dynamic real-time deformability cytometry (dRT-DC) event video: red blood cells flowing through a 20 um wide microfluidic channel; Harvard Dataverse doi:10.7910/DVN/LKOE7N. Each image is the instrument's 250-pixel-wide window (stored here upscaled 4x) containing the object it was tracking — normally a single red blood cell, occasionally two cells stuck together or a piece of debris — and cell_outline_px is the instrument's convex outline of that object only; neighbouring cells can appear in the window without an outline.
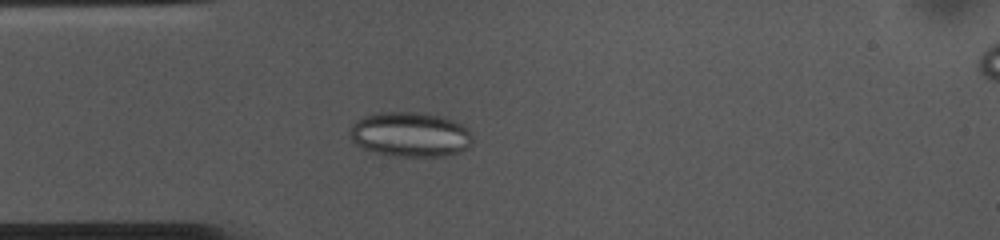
{"species": "common noctule bat (a hibernating species)", "species_latin": "Nyctalus noctula", "temperature_condition": "cold", "stored_images_in_passage": 46, "camera_frame_rate_fps": 3000, "um_per_image_px": 0.085, "animal": {"sex": "female", "body_mass_g": 10.0, "forearm_length_mm": 53.1}, "frame": {"image": 1, "passage_image": 6, "time_ms": 1.667, "image_size_px": [1000, 240], "cell_outline_px": [[472, 140], [468, 148], [460, 152], [444, 156], [396, 156], [376, 152], [360, 148], [352, 140], [352, 124], [356, 120], [364, 116], [380, 112], [424, 112], [444, 116], [464, 124], [468, 128], [472, 136]], "centroid_in_image_um": [34.92, 11.41], "position_along_channel_um": 50.1, "area_um2": 32.25}}
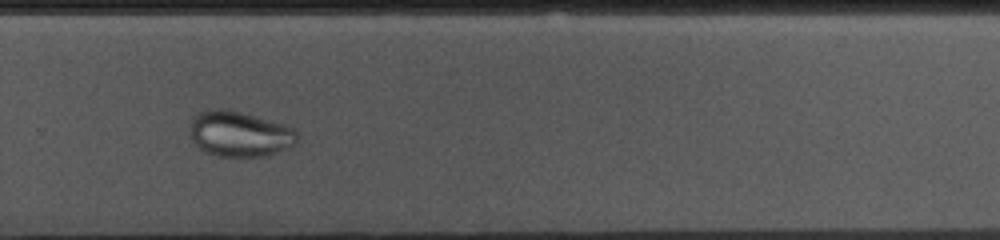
{"frame": {"image": 2, "passage_image": 28, "time_ms": 9.0, "image_size_px": [1000, 240], "cell_outline_px": [[300, 136], [296, 144], [288, 148], [264, 156], [216, 156], [204, 152], [192, 140], [188, 124], [192, 116], [208, 108], [228, 108], [284, 124], [296, 128]], "centroid_in_image_um": [20.36, 11.36], "position_along_channel_um": 309.4, "area_um2": 29.07}}
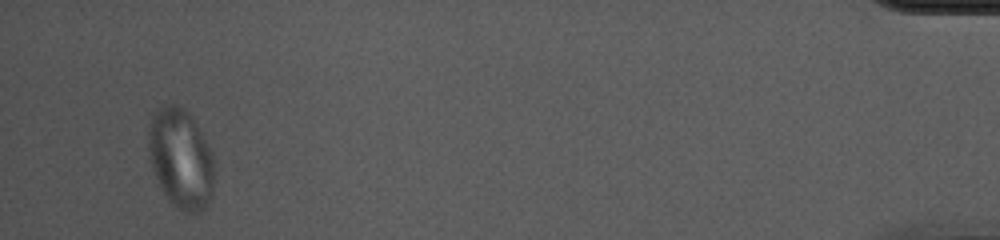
{"frame": {"image": 3, "passage_image": 44, "time_ms": 14.333, "image_size_px": [1000, 240], "cell_outline_px": [[212, 192], [208, 204], [196, 216], [184, 212], [172, 204], [168, 200], [156, 176], [152, 164], [148, 144], [148, 136], [152, 116], [156, 108], [168, 104], [176, 104], [188, 112], [192, 116], [212, 152]], "centroid_in_image_um": [15.37, 13.48], "position_along_channel_um": 419.8, "area_um2": 37.92}}